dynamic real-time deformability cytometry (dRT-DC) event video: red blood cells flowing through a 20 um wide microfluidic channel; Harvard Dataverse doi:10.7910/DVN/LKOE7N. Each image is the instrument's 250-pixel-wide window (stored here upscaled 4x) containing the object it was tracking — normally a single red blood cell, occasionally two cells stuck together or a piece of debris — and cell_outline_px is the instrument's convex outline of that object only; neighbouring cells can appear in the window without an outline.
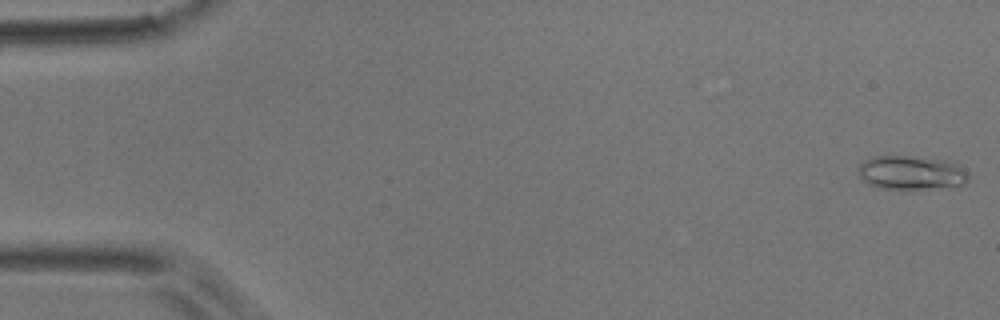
{"species": "common noctule bat (a hibernating species)", "species_latin": "Nyctalus noctula", "temperature_condition": "room temperature", "stored_images_in_passage": 11, "camera_frame_rate_fps": 3000, "um_per_image_px": 0.085, "animal": {"sex": "male", "body_mass_g": 17.9}, "frame": {"image": 1, "passage_image": 1, "time_ms": 0.0, "image_size_px": [1000, 320], "cell_outline_px": [[968, 180], [960, 188], [880, 188], [868, 184], [860, 176], [856, 168], [864, 160], [872, 156], [904, 156], [940, 160], [956, 164], [968, 176]], "centroid_in_image_um": [77.43, 14.7], "position_along_channel_um": 7.6, "area_um2": 21.56}}